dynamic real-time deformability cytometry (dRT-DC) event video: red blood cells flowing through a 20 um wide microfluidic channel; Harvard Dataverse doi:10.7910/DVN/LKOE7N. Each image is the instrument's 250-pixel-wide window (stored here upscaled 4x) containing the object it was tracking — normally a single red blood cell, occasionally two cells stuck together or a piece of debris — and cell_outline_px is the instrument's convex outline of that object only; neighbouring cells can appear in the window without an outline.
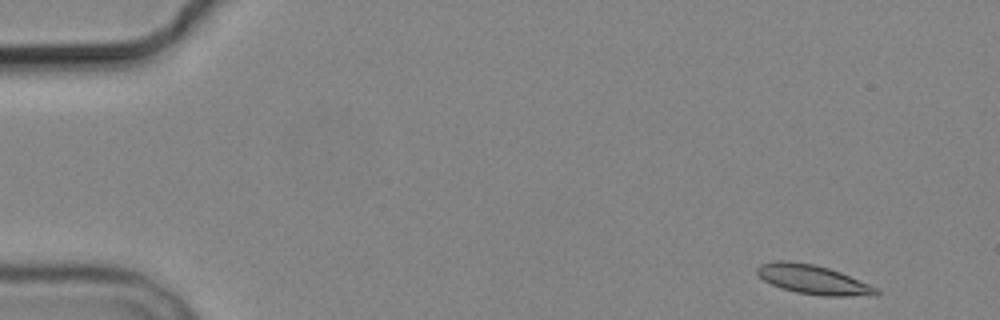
{"species": "common noctule bat (a hibernating species)", "species_latin": "Nyctalus noctula", "temperature_condition": "cold", "stored_images_in_passage": 4, "camera_frame_rate_fps": 3000, "um_per_image_px": 0.085, "animal": {"sex": "male", "body_mass_g": 19.2, "forearm_length_mm": 51.8}, "frame": {"image": 1, "passage_image": 1, "time_ms": 0.0, "image_size_px": [1000, 320], "cell_outline_px": [[880, 292], [876, 296], [820, 296], [796, 292], [780, 288], [764, 280], [756, 272], [756, 268], [760, 264], [776, 260], [788, 260], [812, 264], [828, 268], [840, 272], [880, 288]], "centroid_in_image_um": [69.15, 23.77], "position_along_channel_um": 15.9, "area_um2": 20.52}}
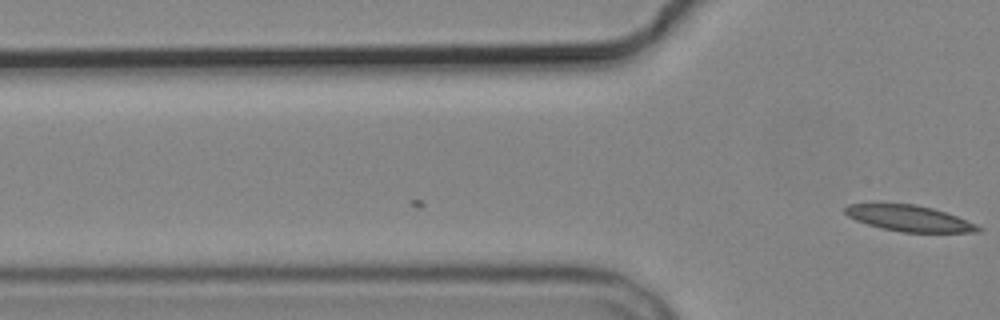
{"frame": {"image": 2, "passage_image": 4, "time_ms": 3.667, "image_size_px": [1000, 320], "cell_outline_px": [[984, 228], [980, 232], [900, 232], [868, 224], [856, 220], [848, 216], [844, 212], [844, 208], [848, 204], [916, 204], [932, 208], [956, 216], [976, 224]], "centroid_in_image_um": [77.31, 18.56], "position_along_channel_um": 48.5, "area_um2": 19.88}}